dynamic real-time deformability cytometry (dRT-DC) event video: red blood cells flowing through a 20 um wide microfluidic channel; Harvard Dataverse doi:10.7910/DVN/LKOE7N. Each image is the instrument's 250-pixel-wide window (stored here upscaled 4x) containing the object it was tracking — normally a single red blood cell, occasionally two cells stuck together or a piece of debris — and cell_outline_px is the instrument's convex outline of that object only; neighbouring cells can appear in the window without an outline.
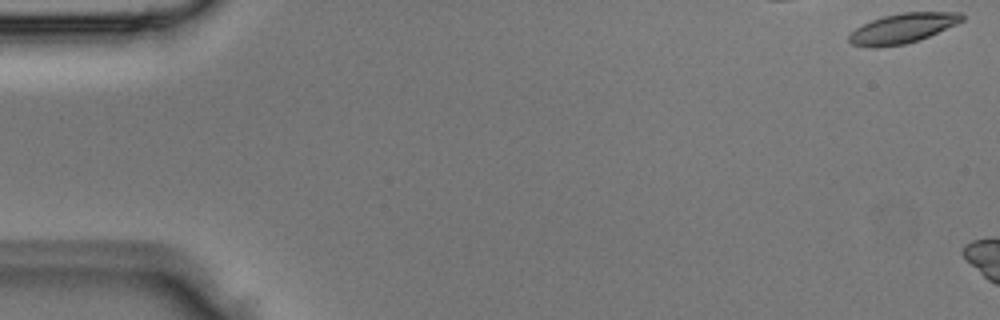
{"species": "Egyptian fruit bat (a non-hibernating species)", "species_latin": "Rousettus aegyptiacus", "temperature_condition": "room temperature", "stored_images_in_passage": 6, "camera_frame_rate_fps": 3000, "um_per_image_px": 0.085, "animal": {"sex": "male"}, "frame": {"image": 1, "passage_image": 1, "time_ms": 0.0, "image_size_px": [1000, 320], "cell_outline_px": [[964, 20], [956, 24], [920, 40], [904, 44], [876, 48], [852, 44], [848, 40], [848, 36], [856, 28], [872, 20], [884, 16], [900, 12], [960, 12], [964, 16]], "centroid_in_image_um": [76.73, 2.4], "position_along_channel_um": 8.3, "area_um2": 19.54}}
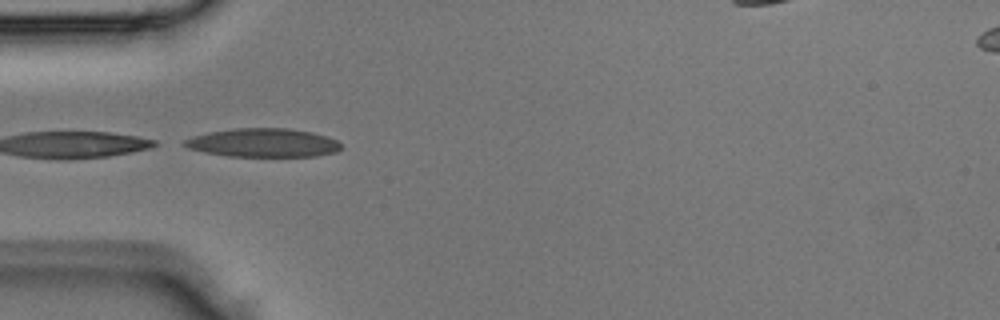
{"frame": {"image": 2, "passage_image": 6, "time_ms": 1.667, "image_size_px": [1000, 320], "cell_outline_px": [[340, 148], [336, 152], [316, 156], [228, 156], [204, 152], [188, 148], [180, 144], [184, 140], [192, 136], [208, 132], [236, 128], [288, 128], [312, 132], [328, 136], [336, 140], [340, 144]], "centroid_in_image_um": [22.34, 12.13], "position_along_channel_um": 62.7, "area_um2": 26.18}}